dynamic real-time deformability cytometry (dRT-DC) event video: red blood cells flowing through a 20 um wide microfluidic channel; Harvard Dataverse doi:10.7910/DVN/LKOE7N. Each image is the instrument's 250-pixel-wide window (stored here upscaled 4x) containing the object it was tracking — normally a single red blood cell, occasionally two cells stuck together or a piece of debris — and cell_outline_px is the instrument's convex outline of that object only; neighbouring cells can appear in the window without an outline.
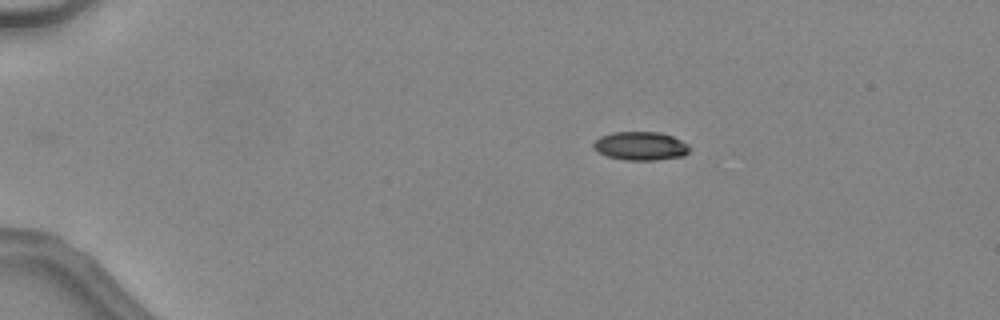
{"species": "common noctule bat (a hibernating species)", "species_latin": "Nyctalus noctula", "temperature_condition": "warm", "stored_images_in_passage": 38, "camera_frame_rate_fps": 3000, "um_per_image_px": 0.085, "animal": {"sex": "female", "body_mass_g": 24.6, "forearm_length_mm": 56.2}, "frame": {"image": 1, "passage_image": 1, "time_ms": 0.0, "image_size_px": [1000, 320], "cell_outline_px": [[688, 152], [684, 156], [656, 160], [624, 160], [608, 156], [600, 152], [592, 144], [600, 136], [612, 132], [660, 132], [672, 136], [688, 144]], "centroid_in_image_um": [54.46, 12.4], "position_along_channel_um": 30.5, "area_um2": 15.84}}
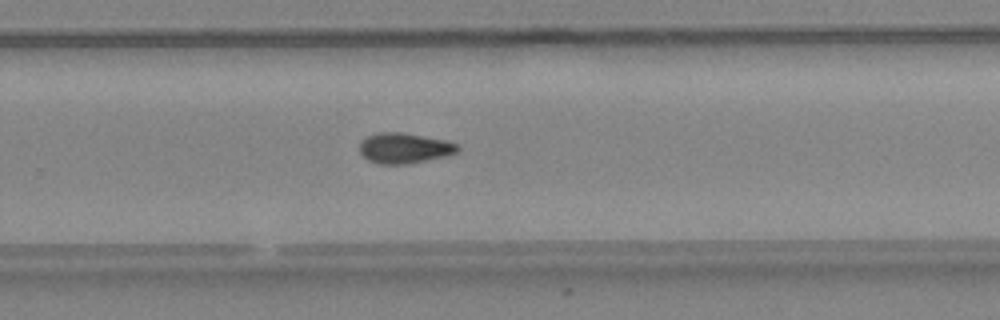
{"frame": {"image": 2, "passage_image": 24, "time_ms": 7.667, "image_size_px": [1000, 320], "cell_outline_px": [[460, 148], [456, 152], [448, 156], [408, 164], [376, 164], [368, 160], [360, 152], [360, 140], [376, 132], [404, 132], [448, 140], [456, 144]], "centroid_in_image_um": [34.37, 12.58], "position_along_channel_um": 295.4, "area_um2": 17.69}}
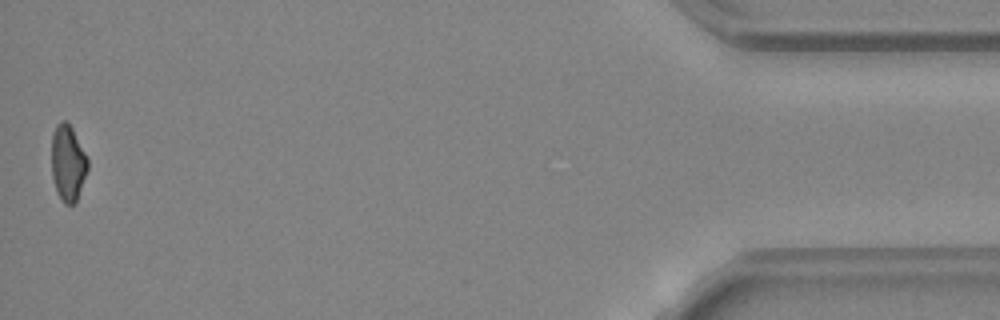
{"frame": {"image": 3, "passage_image": 38, "time_ms": 12.333, "image_size_px": [1000, 320], "cell_outline_px": [[88, 168], [76, 200], [72, 204], [64, 204], [56, 188], [52, 176], [52, 132], [56, 124], [60, 120], [64, 120], [72, 128], [88, 160]], "centroid_in_image_um": [5.75, 13.81], "position_along_channel_um": 429.4, "area_um2": 15.66}, "authors_computed_cell_mechanics": {"area_um2": 17.2533, "velocity_mm_per_s": 4.5696, "shape_relaxation_time_tau1_ms": 7.9431, "shape_relaxation_time_tau2_ms": 10.1367, "deformation_change_tau1": 0.1871, "deformation_change_tau2": 0.1994}}